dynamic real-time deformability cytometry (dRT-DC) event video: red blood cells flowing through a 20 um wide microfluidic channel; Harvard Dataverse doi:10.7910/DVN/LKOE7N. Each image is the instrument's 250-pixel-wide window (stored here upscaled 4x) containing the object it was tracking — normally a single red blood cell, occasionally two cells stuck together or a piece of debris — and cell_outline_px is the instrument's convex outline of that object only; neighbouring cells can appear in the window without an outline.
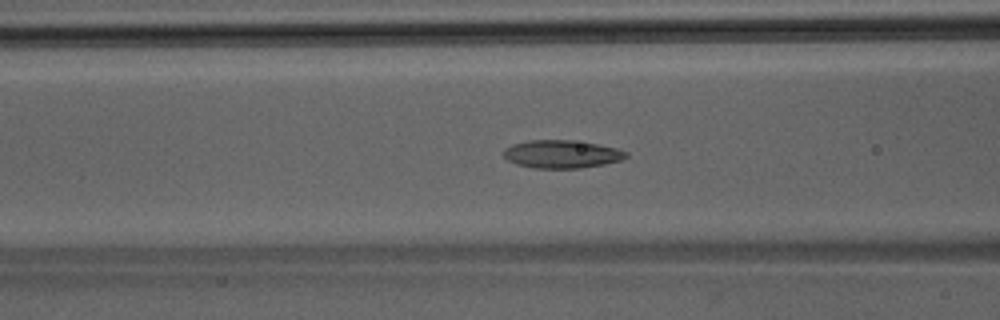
{"species": "Egyptian fruit bat (a non-hibernating species)", "species_latin": "Rousettus aegyptiacus", "temperature_condition": "room temperature", "stored_images_in_passage": 41, "camera_frame_rate_fps": 3000, "um_per_image_px": 0.085, "animal": {"sex": "male"}, "frame": {"image": 1, "passage_image": 14, "time_ms": 4.333, "image_size_px": [1000, 320], "cell_outline_px": [[628, 156], [620, 160], [604, 164], [580, 168], [536, 168], [516, 164], [508, 160], [504, 156], [504, 148], [512, 144], [528, 140], [572, 140], [596, 144], [616, 148], [628, 152]], "centroid_in_image_um": [47.73, 13.09], "position_along_channel_um": 118.9, "area_um2": 19.88}}
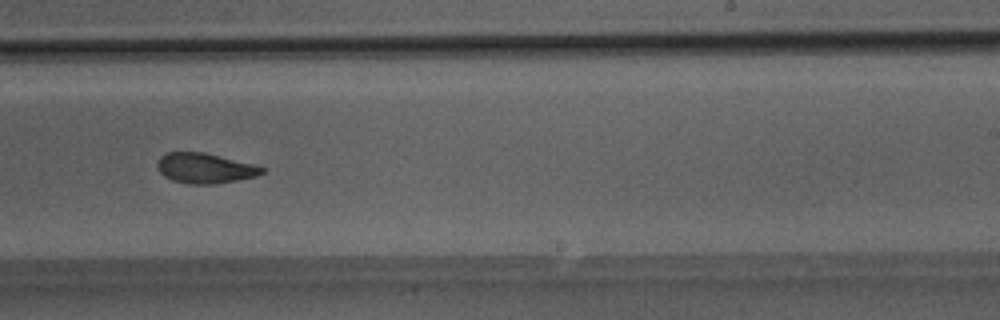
{"frame": {"image": 2, "passage_image": 24, "time_ms": 7.667, "image_size_px": [1000, 320], "cell_outline_px": [[264, 172], [256, 176], [216, 184], [188, 184], [172, 180], [164, 176], [156, 168], [156, 164], [160, 156], [168, 152], [204, 152], [256, 164], [264, 168]], "centroid_in_image_um": [17.4, 14.29], "position_along_channel_um": 271.6, "area_um2": 18.55}}
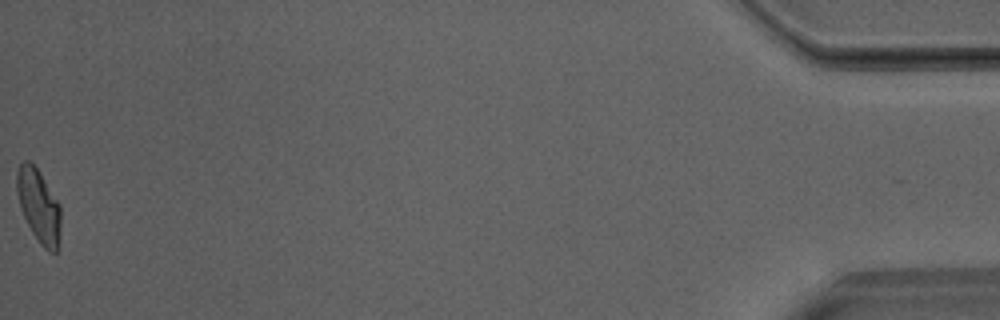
{"frame": {"image": 3, "passage_image": 41, "time_ms": 13.333, "image_size_px": [1000, 320], "cell_outline_px": [[60, 228], [56, 252], [48, 252], [40, 244], [32, 232], [20, 208], [16, 192], [16, 172], [20, 164], [24, 160], [28, 160], [40, 172], [60, 204]], "centroid_in_image_um": [3.27, 17.47], "position_along_channel_um": 431.9, "area_um2": 18.73}}